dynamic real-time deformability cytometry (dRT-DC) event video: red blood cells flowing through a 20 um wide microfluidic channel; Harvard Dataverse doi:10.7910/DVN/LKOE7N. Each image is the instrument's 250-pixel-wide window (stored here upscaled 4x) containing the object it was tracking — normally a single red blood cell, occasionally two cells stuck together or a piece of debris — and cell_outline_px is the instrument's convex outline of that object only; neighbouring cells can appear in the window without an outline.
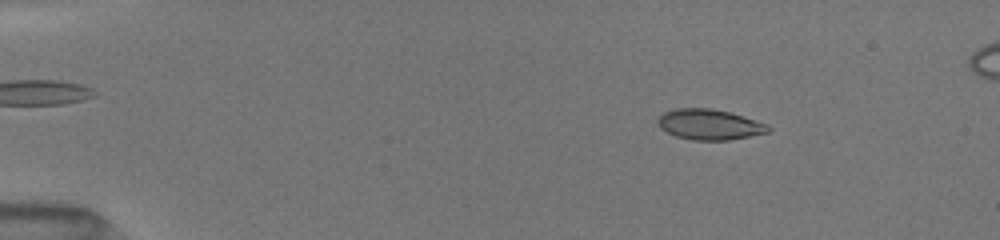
{"species": "common noctule bat (a hibernating species)", "species_latin": "Nyctalus noctula", "temperature_condition": "room temperature", "stored_images_in_passage": 8, "camera_frame_rate_fps": 3000, "um_per_image_px": 0.085, "animal": {"sex": "female", "body_mass_g": 19.5, "forearm_length_mm": 54.1}, "frame": {"image": 1, "passage_image": 2, "time_ms": 0.667, "image_size_px": [1000, 240], "cell_outline_px": [[772, 128], [768, 132], [728, 140], [692, 140], [676, 136], [660, 128], [656, 124], [656, 120], [664, 112], [676, 108], [712, 108], [744, 116], [768, 124]], "centroid_in_image_um": [60.29, 10.57], "position_along_channel_um": 24.7, "area_um2": 19.65}}
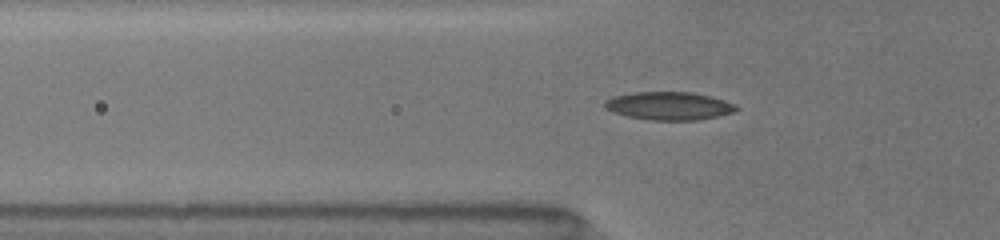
{"frame": {"image": 2, "passage_image": 7, "time_ms": 4.0, "image_size_px": [1000, 240], "cell_outline_px": [[740, 108], [732, 112], [716, 116], [696, 120], [652, 120], [628, 116], [612, 112], [604, 108], [604, 100], [612, 96], [632, 92], [692, 92], [724, 100]], "centroid_in_image_um": [56.79, 8.99], "position_along_channel_um": 69.0, "area_um2": 21.39}}